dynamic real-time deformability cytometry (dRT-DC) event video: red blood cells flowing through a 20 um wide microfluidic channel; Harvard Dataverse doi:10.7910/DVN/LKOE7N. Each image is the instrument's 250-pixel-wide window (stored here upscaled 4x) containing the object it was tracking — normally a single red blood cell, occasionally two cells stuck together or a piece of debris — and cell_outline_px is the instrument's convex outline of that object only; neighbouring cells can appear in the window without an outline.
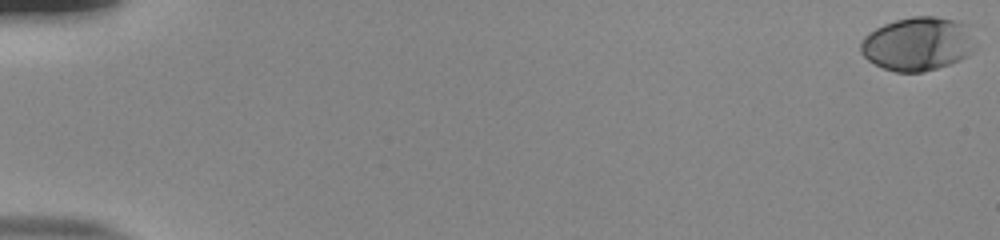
{"species": "human", "species_latin": "Homo sapiens", "temperature_condition": "room temperature", "stored_images_in_passage": 56, "camera_frame_rate_fps": 3000, "um_per_image_px": 0.085, "donor": {"sex": "male"}, "frame": {"image": 1, "passage_image": 1, "time_ms": 0.0, "image_size_px": [1000, 240], "cell_outline_px": [[972, 52], [968, 56], [960, 60], [924, 72], [896, 72], [884, 68], [868, 60], [860, 52], [860, 40], [868, 32], [884, 24], [896, 20], [912, 16], [936, 16], [956, 20], [968, 24], [972, 48]], "centroid_in_image_um": [77.96, 3.72], "position_along_channel_um": 7.0, "area_um2": 35.72}}
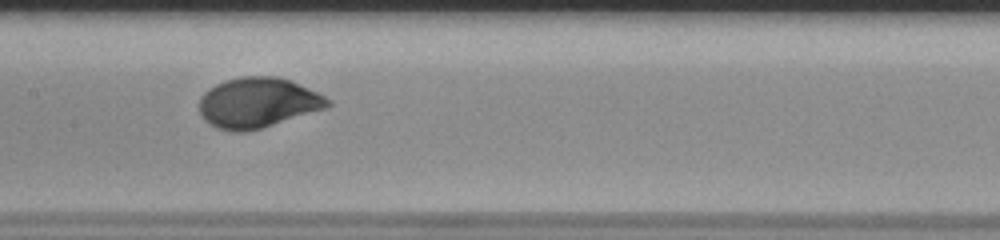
{"frame": {"image": 2, "passage_image": 30, "time_ms": 9.667, "image_size_px": [1000, 240], "cell_outline_px": [[332, 104], [328, 108], [260, 128], [244, 132], [232, 132], [216, 128], [208, 124], [204, 120], [200, 112], [200, 96], [204, 92], [216, 84], [224, 80], [240, 76], [280, 76], [308, 88], [332, 100]], "centroid_in_image_um": [21.91, 8.73], "position_along_channel_um": 185.5, "area_um2": 37.74}}
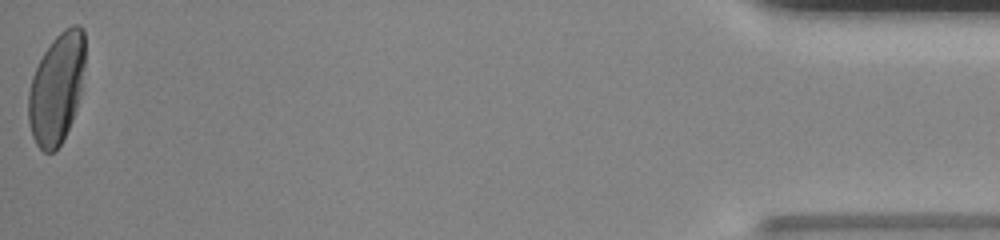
{"frame": {"image": 3, "passage_image": 56, "time_ms": 18.333, "image_size_px": [1000, 240], "cell_outline_px": [[84, 64], [80, 96], [72, 120], [60, 144], [52, 152], [44, 152], [36, 144], [32, 136], [28, 120], [28, 92], [32, 76], [44, 52], [52, 40], [64, 28], [72, 24], [76, 24], [84, 28]], "centroid_in_image_um": [4.81, 7.49], "position_along_channel_um": 430.4, "area_um2": 36.36}, "authors_computed_cell_mechanics": {"area_um2": 36.1539, "velocity_mm_per_s": 3.8017, "shape_relaxation_time_tau1_ms": 2.8875, "shape_relaxation_time_tau2_ms": null, "deformation_change_tau1": 0.1632, "deformation_change_tau2": null}}